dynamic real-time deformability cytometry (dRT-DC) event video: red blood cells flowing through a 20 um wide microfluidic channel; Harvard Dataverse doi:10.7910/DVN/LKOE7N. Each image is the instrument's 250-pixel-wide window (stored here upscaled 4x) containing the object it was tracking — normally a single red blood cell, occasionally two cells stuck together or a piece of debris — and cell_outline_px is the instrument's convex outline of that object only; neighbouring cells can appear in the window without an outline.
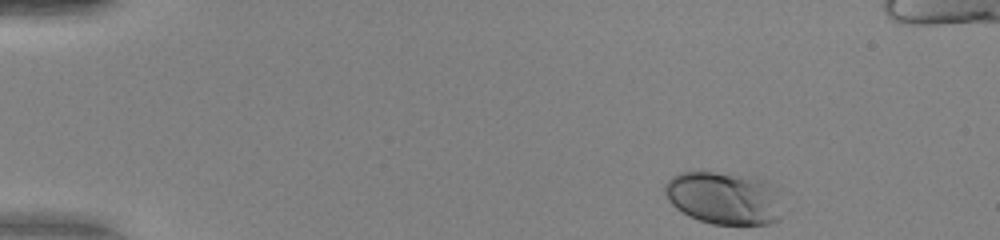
{"species": "human", "species_latin": "Homo sapiens", "temperature_condition": "warm", "stored_images_in_passage": 46, "camera_frame_rate_fps": 3000, "um_per_image_px": 0.085, "donor": {"sex": "female"}, "frame": {"image": 1, "passage_image": 1, "time_ms": 0.0, "image_size_px": [1000, 240], "cell_outline_px": [[780, 220], [768, 224], [712, 224], [688, 216], [676, 208], [668, 200], [664, 192], [664, 184], [672, 176], [680, 172], [712, 172], [756, 176], [768, 180], [776, 184], [780, 188]], "centroid_in_image_um": [61.6, 16.81], "position_along_channel_um": 23.4, "area_um2": 36.99}}
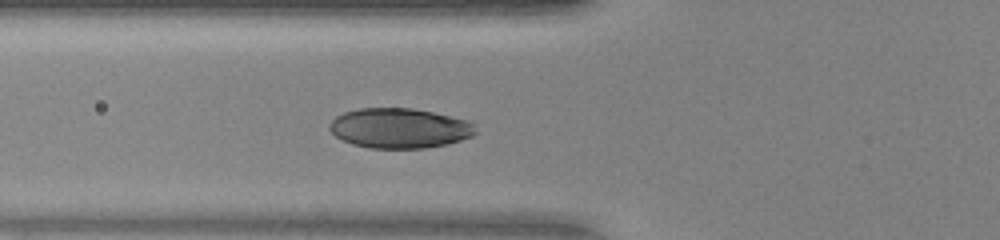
{"frame": {"image": 2, "passage_image": 14, "time_ms": 4.333, "image_size_px": [1000, 240], "cell_outline_px": [[476, 132], [472, 136], [448, 144], [424, 148], [368, 148], [352, 144], [336, 136], [328, 128], [328, 124], [336, 116], [344, 112], [360, 108], [412, 108], [472, 120]], "centroid_in_image_um": [33.97, 10.89], "position_along_channel_um": 91.8, "area_um2": 34.16}, "authors_computed_cell_mechanics": {"area_um2": 34.3621, "velocity_mm_per_s": 4.0726, "shape_relaxation_time_tau1_ms": 2.0341, "shape_relaxation_time_tau2_ms": null, "deformation_change_tau1": 0.1431, "deformation_change_tau2": null}}